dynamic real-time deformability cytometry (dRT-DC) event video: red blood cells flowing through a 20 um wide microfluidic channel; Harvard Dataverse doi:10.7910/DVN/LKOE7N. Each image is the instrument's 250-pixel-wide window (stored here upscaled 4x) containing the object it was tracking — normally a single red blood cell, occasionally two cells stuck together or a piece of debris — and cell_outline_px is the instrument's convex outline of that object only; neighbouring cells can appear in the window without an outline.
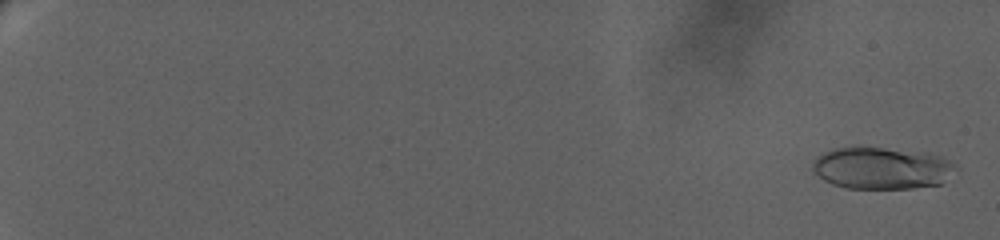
{"species": "human", "species_latin": "Homo sapiens", "temperature_condition": "warm", "stored_images_in_passage": 58, "camera_frame_rate_fps": 3000, "um_per_image_px": 0.085, "donor": {"sex": "female"}, "frame": {"image": 1, "passage_image": 3, "time_ms": 0.333, "image_size_px": [1000, 240], "cell_outline_px": [[956, 168], [940, 184], [912, 188], [844, 188], [832, 184], [824, 180], [812, 172], [812, 160], [816, 156], [832, 148], [884, 148], [928, 152], [952, 160], [956, 164]], "centroid_in_image_um": [74.92, 14.28], "position_along_channel_um": 10.1, "area_um2": 35.08}}
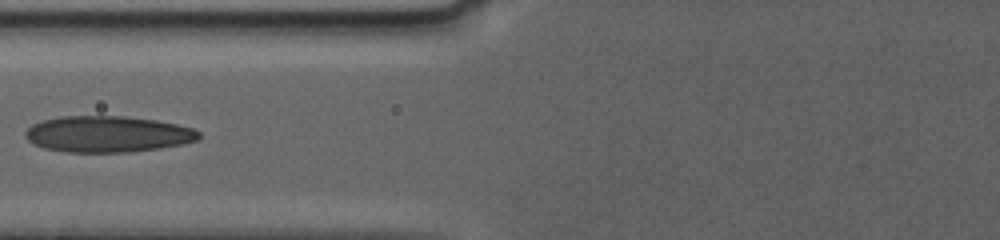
{"frame": {"image": 2, "passage_image": 46, "time_ms": 11.0, "image_size_px": [1000, 240], "cell_outline_px": [[200, 136], [196, 140], [180, 144], [160, 148], [124, 152], [64, 152], [44, 148], [28, 140], [24, 136], [24, 132], [32, 124], [44, 120], [60, 116], [128, 116], [156, 120], [176, 124], [192, 128], [200, 132]], "centroid_in_image_um": [9.12, 11.39], "position_along_channel_um": 116.7, "area_um2": 36.53}}
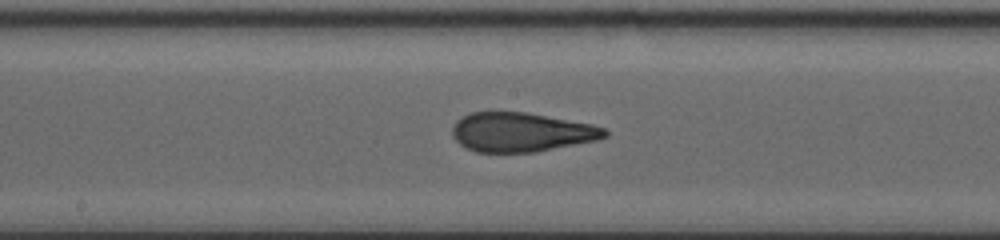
{"frame": {"image": 3, "passage_image": 58, "time_ms": 13.667, "image_size_px": [1000, 240], "cell_outline_px": [[608, 136], [600, 140], [536, 152], [476, 152], [464, 148], [452, 136], [452, 128], [456, 120], [460, 116], [472, 112], [524, 112], [592, 124], [604, 128], [608, 132]], "centroid_in_image_um": [44.3, 11.24], "position_along_channel_um": 203.9, "area_um2": 35.08}}